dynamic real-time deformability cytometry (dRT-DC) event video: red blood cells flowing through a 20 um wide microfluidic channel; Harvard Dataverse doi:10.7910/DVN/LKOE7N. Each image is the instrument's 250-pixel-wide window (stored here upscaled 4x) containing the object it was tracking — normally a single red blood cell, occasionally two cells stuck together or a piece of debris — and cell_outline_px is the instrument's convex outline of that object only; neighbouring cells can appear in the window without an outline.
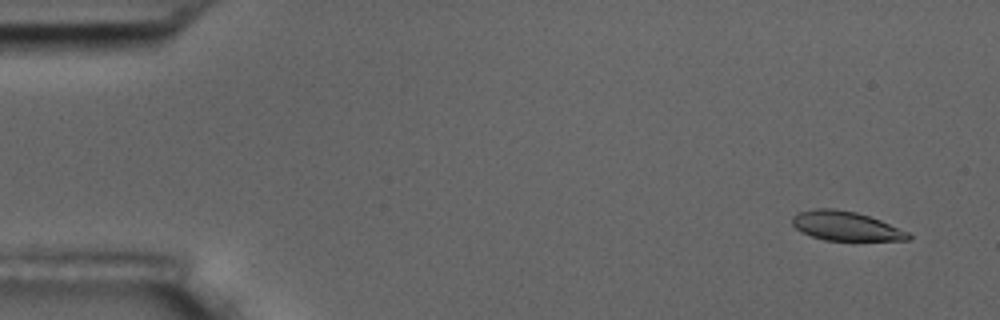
{"species": "common noctule bat (a hibernating species)", "species_latin": "Nyctalus noctula", "temperature_condition": "room temperature", "stored_images_in_passage": 5, "camera_frame_rate_fps": 3000, "um_per_image_px": 0.085, "animal": {"sex": "male", "body_mass_g": 17.5, "forearm_length_mm": 52.3}, "frame": {"image": 1, "passage_image": 1, "time_ms": 0.0, "image_size_px": [1000, 320], "cell_outline_px": [[912, 236], [908, 240], [824, 240], [812, 236], [796, 228], [792, 224], [792, 216], [800, 212], [816, 208], [832, 208], [856, 212], [880, 220], [908, 232]], "centroid_in_image_um": [71.88, 19.21], "position_along_channel_um": 13.1, "area_um2": 19.48}}